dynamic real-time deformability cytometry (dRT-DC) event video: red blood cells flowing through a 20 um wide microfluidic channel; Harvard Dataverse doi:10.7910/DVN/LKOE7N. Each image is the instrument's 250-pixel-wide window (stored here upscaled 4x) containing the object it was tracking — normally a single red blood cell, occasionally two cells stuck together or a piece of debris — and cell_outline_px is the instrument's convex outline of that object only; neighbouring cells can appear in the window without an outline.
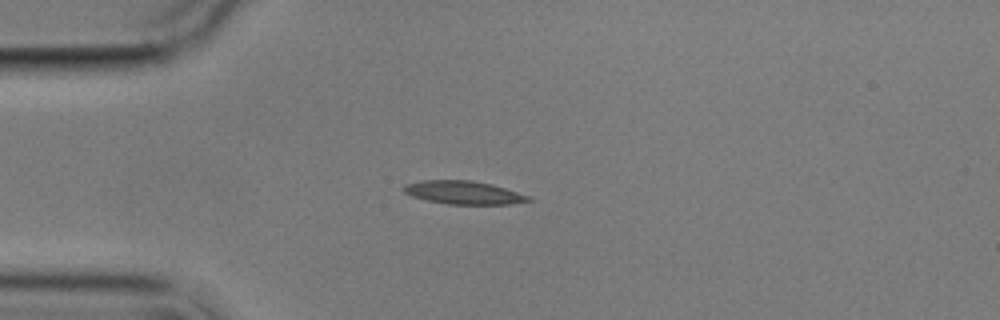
{"species": "common noctule bat (a hibernating species)", "species_latin": "Nyctalus noctula", "temperature_condition": "cold", "stored_images_in_passage": 9, "camera_frame_rate_fps": 3000, "um_per_image_px": 0.085, "animal": {"sex": "male", "body_mass_g": 17.9}, "frame": {"image": 1, "passage_image": 3, "time_ms": 2.333, "image_size_px": [1000, 320], "cell_outline_px": [[532, 200], [512, 204], [448, 204], [428, 200], [412, 196], [404, 192], [400, 188], [404, 184], [420, 180], [468, 180], [492, 184], [528, 196]], "centroid_in_image_um": [39.33, 16.36], "position_along_channel_um": 45.7, "area_um2": 16.76}}
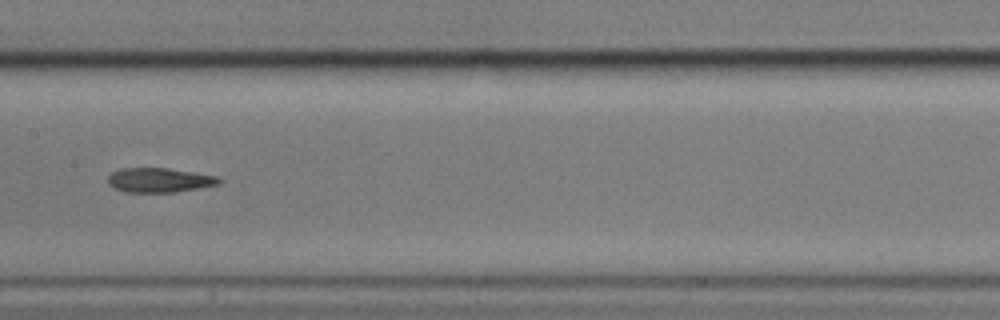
{"frame": {"image": 2, "passage_image": 7, "time_ms": 7.0, "image_size_px": [1000, 320], "cell_outline_px": [[224, 180], [220, 184], [176, 192], [124, 192], [108, 184], [108, 176], [112, 172], [120, 168], [168, 168], [216, 176]], "centroid_in_image_um": [13.55, 15.31], "position_along_channel_um": 193.9, "area_um2": 15.84}}
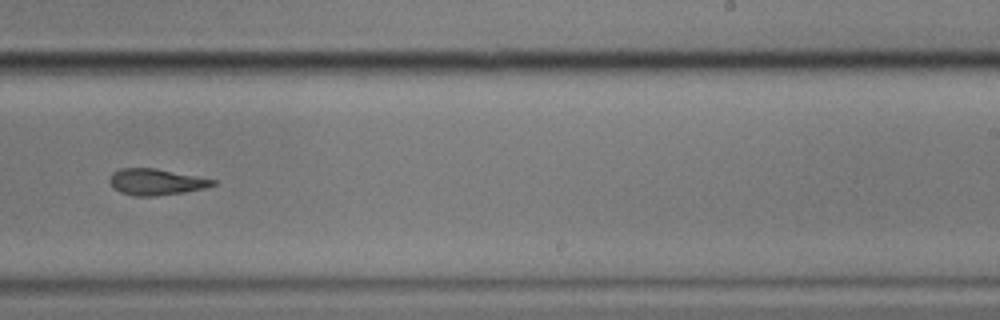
{"frame": {"image": 3, "passage_image": 9, "time_ms": 9.333, "image_size_px": [1000, 320], "cell_outline_px": [[216, 184], [204, 188], [184, 192], [156, 196], [136, 196], [120, 192], [112, 188], [108, 180], [112, 172], [120, 168], [156, 168], [216, 180]], "centroid_in_image_um": [13.21, 15.46], "position_along_channel_um": 275.8, "area_um2": 15.84}}